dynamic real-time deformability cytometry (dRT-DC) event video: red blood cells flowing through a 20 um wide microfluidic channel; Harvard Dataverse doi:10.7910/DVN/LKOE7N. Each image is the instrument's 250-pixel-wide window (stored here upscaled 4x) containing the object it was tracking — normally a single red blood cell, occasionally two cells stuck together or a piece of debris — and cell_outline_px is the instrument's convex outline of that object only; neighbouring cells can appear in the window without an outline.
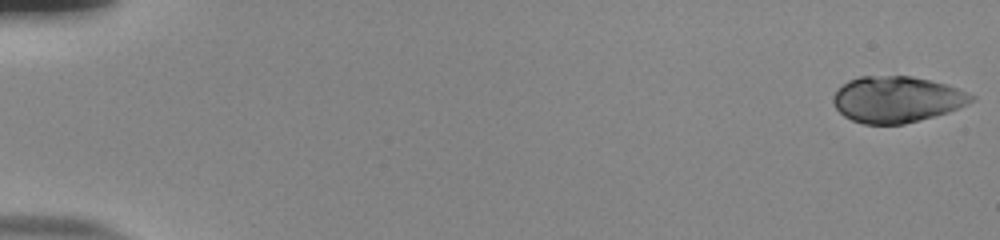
{"species": "human", "species_latin": "Homo sapiens", "temperature_condition": "room temperature", "stored_images_in_passage": 55, "camera_frame_rate_fps": 3000, "um_per_image_px": 0.085, "donor": {"sex": "male"}, "frame": {"image": 1, "passage_image": 1, "time_ms": 0.0, "image_size_px": [1000, 240], "cell_outline_px": [[976, 100], [968, 104], [948, 112], [904, 124], [864, 124], [852, 120], [844, 116], [836, 108], [832, 100], [832, 96], [848, 80], [860, 76], [912, 76], [948, 84], [976, 96]], "centroid_in_image_um": [76.25, 8.44], "position_along_channel_um": 8.8, "area_um2": 37.22}}
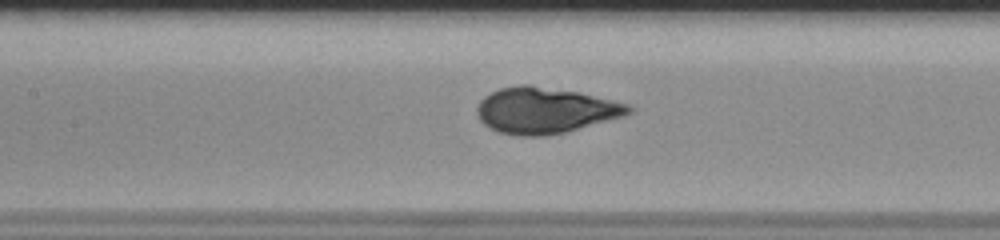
{"frame": {"image": 2, "passage_image": 27, "time_ms": 8.667, "image_size_px": [1000, 240], "cell_outline_px": [[632, 112], [624, 116], [568, 132], [544, 136], [520, 136], [500, 132], [484, 124], [480, 120], [476, 112], [476, 108], [480, 100], [484, 96], [500, 88], [520, 84], [528, 84], [576, 92], [628, 104], [632, 108]], "centroid_in_image_um": [46.32, 9.39], "position_along_channel_um": 161.1, "area_um2": 40.46}}
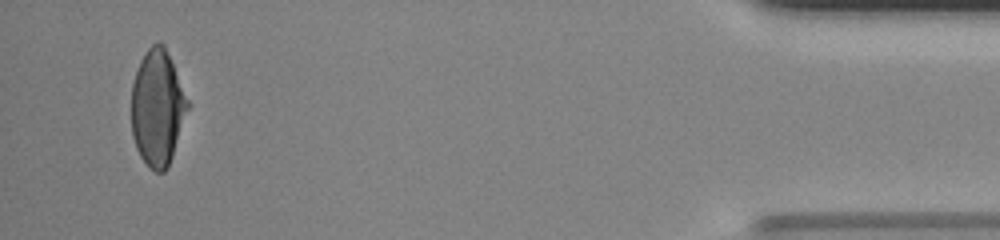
{"frame": {"image": 3, "passage_image": 53, "time_ms": 17.333, "image_size_px": [1000, 240], "cell_outline_px": [[188, 108], [168, 168], [164, 172], [156, 172], [148, 168], [140, 156], [136, 148], [132, 136], [132, 84], [140, 60], [148, 48], [152, 44], [160, 40], [164, 44], [188, 100]], "centroid_in_image_um": [13.37, 9.18], "position_along_channel_um": 421.8, "area_um2": 37.74}, "authors_computed_cell_mechanics": {"area_um2": 39.1884, "velocity_mm_per_s": 3.7887, "shape_relaxation_time_tau1_ms": 5.3588, "shape_relaxation_time_tau2_ms": null, "deformation_change_tau1": 0.2094, "deformation_change_tau2": null}}